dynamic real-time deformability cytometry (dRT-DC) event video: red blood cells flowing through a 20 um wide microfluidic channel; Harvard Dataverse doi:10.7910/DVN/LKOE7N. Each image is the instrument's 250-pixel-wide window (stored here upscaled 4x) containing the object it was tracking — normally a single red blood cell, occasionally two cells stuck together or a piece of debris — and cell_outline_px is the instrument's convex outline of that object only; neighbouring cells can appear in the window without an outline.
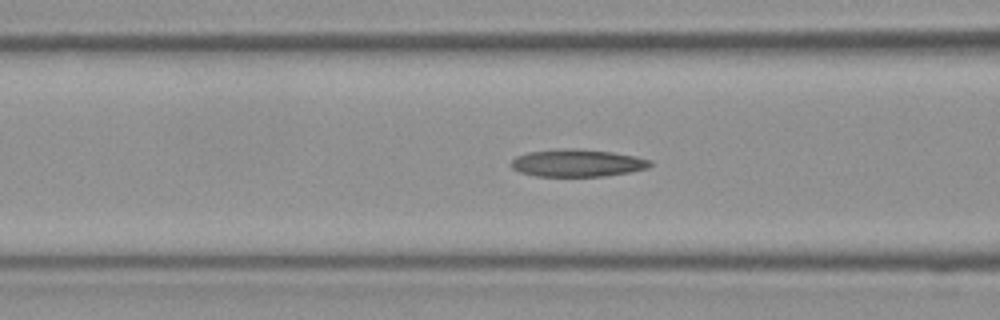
{"species": "Egyptian fruit bat (a non-hibernating species)", "species_latin": "Rousettus aegyptiacus", "temperature_condition": "room temperature", "stored_images_in_passage": 40, "camera_frame_rate_fps": 3000, "um_per_image_px": 0.085, "frame": {"image": 1, "passage_image": 15, "time_ms": 4.667, "image_size_px": [1000, 320], "cell_outline_px": [[652, 164], [648, 168], [628, 172], [604, 176], [536, 176], [520, 172], [512, 168], [508, 164], [516, 156], [528, 152], [568, 148], [572, 148], [612, 152], [636, 156], [652, 160]], "centroid_in_image_um": [49.06, 13.85], "position_along_channel_um": 117.5, "area_um2": 22.2}}
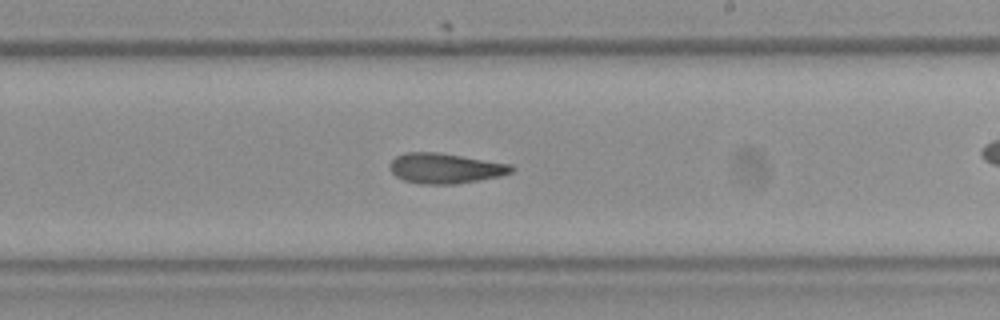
{"frame": {"image": 2, "passage_image": 23, "time_ms": 7.333, "image_size_px": [1000, 320], "cell_outline_px": [[516, 168], [512, 172], [500, 176], [456, 184], [420, 184], [404, 180], [396, 176], [388, 168], [388, 164], [396, 156], [404, 152], [440, 152], [512, 164]], "centroid_in_image_um": [37.84, 14.29], "position_along_channel_um": 251.2, "area_um2": 21.68}}
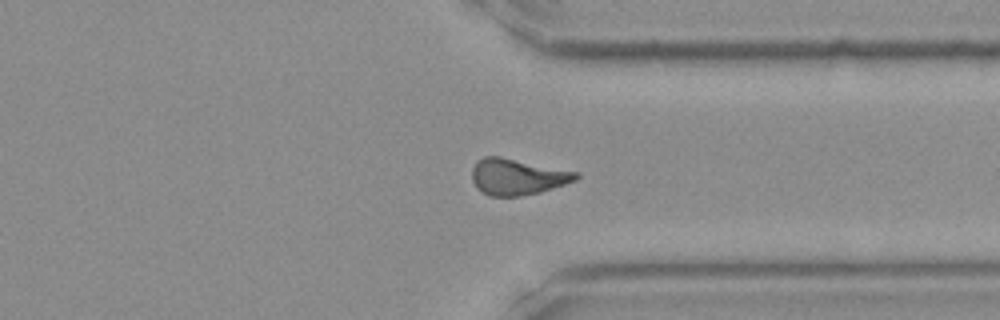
{"frame": {"image": 3, "passage_image": 30, "time_ms": 9.667, "image_size_px": [1000, 320], "cell_outline_px": [[580, 176], [576, 180], [540, 192], [520, 196], [488, 196], [476, 188], [472, 180], [472, 168], [476, 160], [484, 156], [500, 156], [580, 172]], "centroid_in_image_um": [43.96, 15.01], "position_along_channel_um": 367.4, "area_um2": 22.14}}